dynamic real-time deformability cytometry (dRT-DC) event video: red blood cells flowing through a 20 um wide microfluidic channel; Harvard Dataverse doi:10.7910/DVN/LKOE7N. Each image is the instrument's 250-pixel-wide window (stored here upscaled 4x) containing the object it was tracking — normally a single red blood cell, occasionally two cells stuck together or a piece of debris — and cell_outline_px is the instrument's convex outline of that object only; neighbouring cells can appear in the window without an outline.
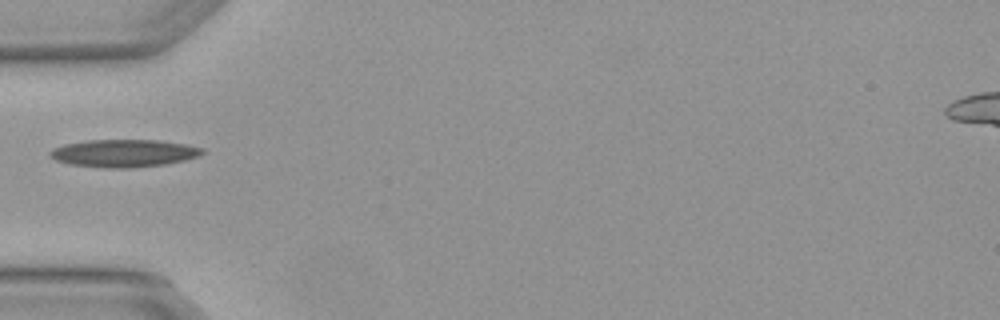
{"species": "Egyptian fruit bat (a non-hibernating species)", "species_latin": "Rousettus aegyptiacus", "temperature_condition": "warm", "stored_images_in_passage": 4, "camera_frame_rate_fps": 3000, "um_per_image_px": 0.085, "animal": {"sex": "female"}, "frame": {"image": 1, "passage_image": 3, "time_ms": 0.667, "image_size_px": [1000, 320], "cell_outline_px": [[204, 152], [196, 156], [184, 160], [164, 164], [132, 168], [104, 168], [68, 164], [56, 160], [48, 156], [48, 152], [52, 148], [64, 144], [88, 140], [160, 140], [184, 144], [204, 148]], "centroid_in_image_um": [10.46, 13.02], "position_along_channel_um": 74.5, "area_um2": 24.57}}
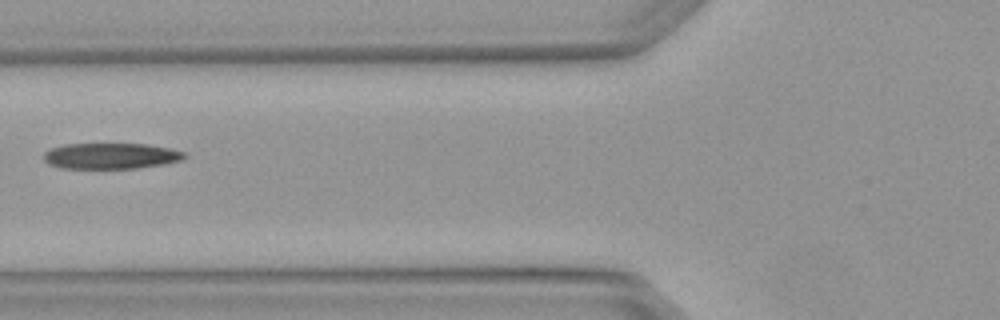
{"frame": {"image": 2, "passage_image": 4, "time_ms": 1.0, "image_size_px": [1000, 320], "cell_outline_px": [[188, 156], [184, 160], [164, 164], [136, 168], [60, 168], [48, 164], [44, 160], [44, 152], [52, 148], [64, 144], [144, 144], [172, 148], [184, 152]], "centroid_in_image_um": [9.46, 13.25], "position_along_channel_um": 116.3, "area_um2": 21.33}}